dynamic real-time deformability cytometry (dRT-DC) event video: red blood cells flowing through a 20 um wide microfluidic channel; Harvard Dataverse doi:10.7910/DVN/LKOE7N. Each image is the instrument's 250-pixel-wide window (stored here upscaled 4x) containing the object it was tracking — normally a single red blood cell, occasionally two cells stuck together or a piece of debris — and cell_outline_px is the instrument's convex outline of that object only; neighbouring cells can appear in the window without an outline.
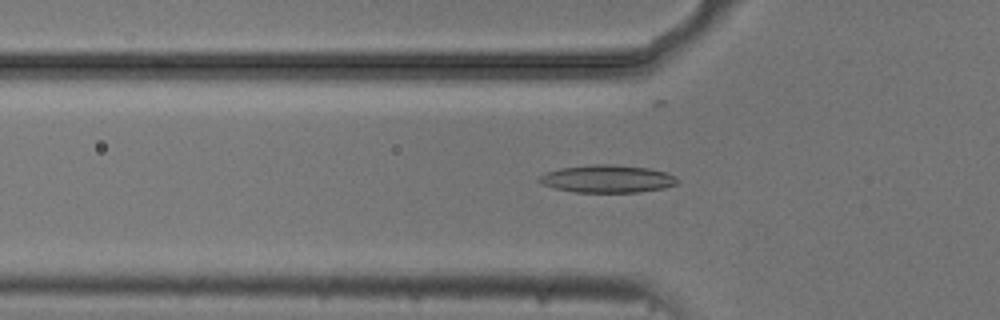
{"species": "common noctule bat (a hibernating species)", "species_latin": "Nyctalus noctula", "temperature_condition": "cold", "stored_images_in_passage": 39, "segment_of_instrument_passage": [1, 2], "camera_frame_rate_fps": 3000, "um_per_image_px": 0.085, "animal": {"sex": "male", "body_mass_g": 20.5, "forearm_length_mm": 52.5}, "frame": {"image": 1, "passage_image": 2, "time_ms": 0.333, "image_size_px": [1000, 320], "cell_outline_px": [[680, 180], [676, 184], [664, 188], [640, 192], [576, 192], [556, 188], [544, 184], [536, 180], [544, 172], [560, 168], [596, 164], [608, 164], [648, 168], [664, 172], [676, 176]], "centroid_in_image_um": [51.63, 15.2], "position_along_channel_um": 74.2, "area_um2": 22.14}}
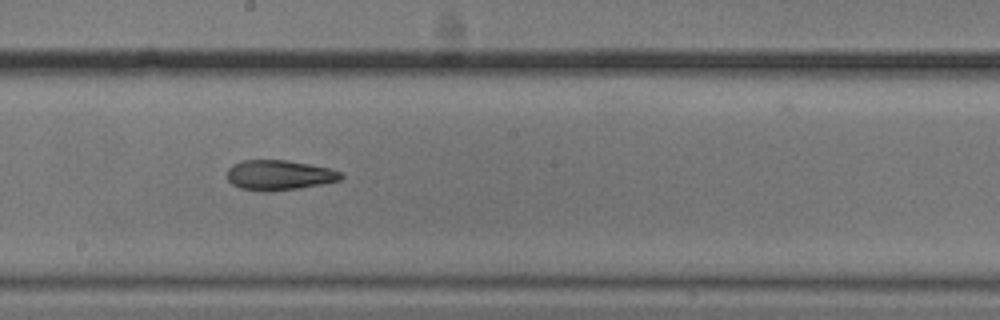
{"frame": {"image": 2, "passage_image": 14, "time_ms": 4.333, "image_size_px": [1000, 320], "cell_outline_px": [[344, 176], [340, 180], [300, 188], [264, 192], [240, 188], [232, 184], [228, 180], [228, 168], [232, 164], [244, 160], [284, 160], [308, 164], [328, 168], [340, 172]], "centroid_in_image_um": [23.7, 14.89], "position_along_channel_um": 224.5, "area_um2": 19.77}}
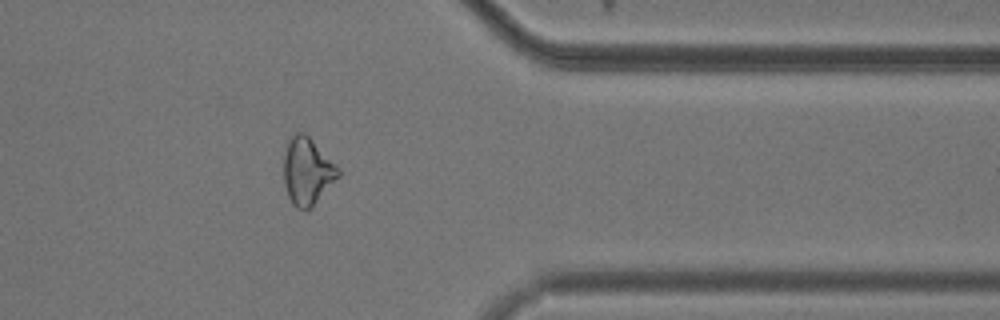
{"frame": {"image": 3, "passage_image": 28, "time_ms": 9.0, "image_size_px": [1000, 320], "cell_outline_px": [[340, 176], [312, 208], [296, 208], [292, 204], [288, 196], [284, 184], [284, 152], [288, 140], [296, 132], [304, 132], [340, 168]], "centroid_in_image_um": [26.12, 14.57], "position_along_channel_um": 385.3, "area_um2": 21.39}}